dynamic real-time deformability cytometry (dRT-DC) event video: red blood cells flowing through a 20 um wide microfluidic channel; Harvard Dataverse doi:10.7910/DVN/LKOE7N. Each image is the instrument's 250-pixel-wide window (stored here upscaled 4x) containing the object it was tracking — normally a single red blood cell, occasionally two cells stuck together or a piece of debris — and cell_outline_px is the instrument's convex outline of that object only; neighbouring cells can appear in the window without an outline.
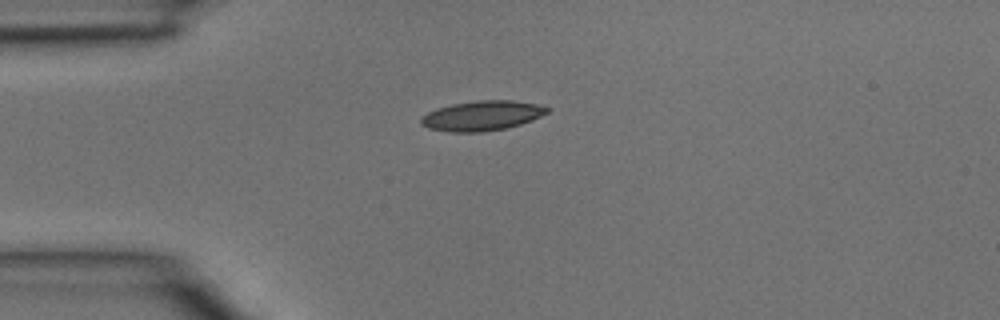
{"species": "common noctule bat (a hibernating species)", "species_latin": "Nyctalus noctula", "temperature_condition": "room temperature", "stored_images_in_passage": 2, "camera_frame_rate_fps": 3000, "um_per_image_px": 0.085, "animal": {"sex": "male", "body_mass_g": 15.6}, "frame": {"image": 1, "passage_image": 1, "time_ms": 0.0, "image_size_px": [1000, 320], "cell_outline_px": [[548, 112], [532, 120], [508, 128], [484, 132], [452, 132], [428, 128], [420, 124], [420, 116], [436, 108], [452, 104], [480, 100], [512, 100], [536, 104], [548, 108]], "centroid_in_image_um": [40.93, 9.84], "position_along_channel_um": 44.1, "area_um2": 21.96}}